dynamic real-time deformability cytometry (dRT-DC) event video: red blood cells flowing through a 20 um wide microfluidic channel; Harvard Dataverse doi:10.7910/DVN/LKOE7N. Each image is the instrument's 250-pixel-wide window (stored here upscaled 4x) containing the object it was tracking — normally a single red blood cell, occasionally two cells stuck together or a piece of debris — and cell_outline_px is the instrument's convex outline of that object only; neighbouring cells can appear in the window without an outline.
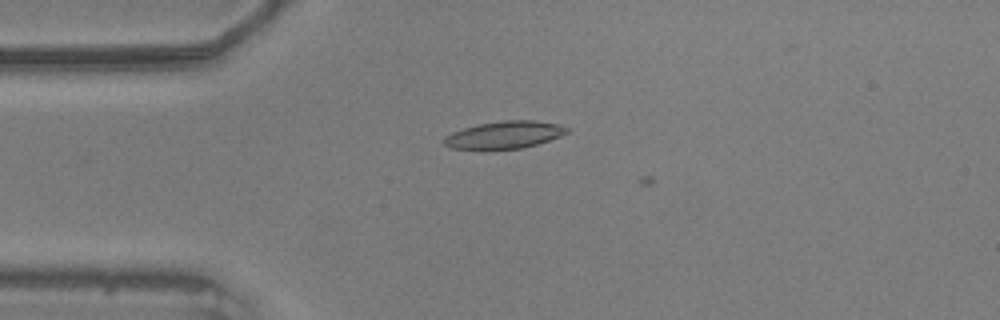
{"species": "common noctule bat (a hibernating species)", "species_latin": "Nyctalus noctula", "temperature_condition": "warm", "stored_images_in_passage": 5, "camera_frame_rate_fps": 3000, "um_per_image_px": 0.085, "animal": {"sex": "male", "body_mass_g": 20.5, "forearm_length_mm": 52.5}, "frame": {"image": 1, "passage_image": 4, "time_ms": 1.0, "image_size_px": [1000, 320], "cell_outline_px": [[568, 132], [560, 136], [536, 144], [520, 148], [480, 152], [448, 148], [444, 144], [444, 136], [452, 132], [464, 128], [480, 124], [504, 120], [536, 120], [556, 124], [568, 128]], "centroid_in_image_um": [42.77, 11.51], "position_along_channel_um": 42.2, "area_um2": 20.11}}